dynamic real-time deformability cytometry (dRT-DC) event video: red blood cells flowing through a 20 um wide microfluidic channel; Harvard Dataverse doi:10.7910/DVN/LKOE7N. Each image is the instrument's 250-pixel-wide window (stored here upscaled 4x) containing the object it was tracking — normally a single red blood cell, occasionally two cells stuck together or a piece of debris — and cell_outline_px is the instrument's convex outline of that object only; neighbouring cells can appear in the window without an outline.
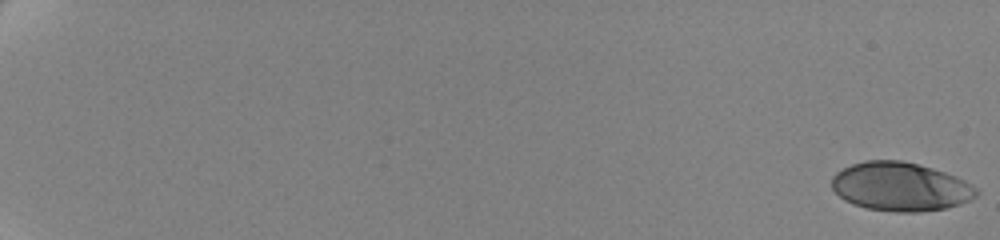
{"species": "human", "species_latin": "Homo sapiens", "temperature_condition": "cold", "stored_images_in_passage": 62, "camera_frame_rate_fps": 3000, "um_per_image_px": 0.085, "donor": {"sex": "female"}, "frame": {"image": 1, "passage_image": 1, "time_ms": 0.0, "image_size_px": [1000, 240], "cell_outline_px": [[980, 192], [976, 196], [960, 204], [944, 208], [920, 212], [896, 212], [868, 208], [852, 204], [844, 200], [832, 188], [832, 176], [836, 172], [852, 164], [864, 160], [904, 160], [932, 168], [956, 176], [972, 184]], "centroid_in_image_um": [76.53, 15.86], "position_along_channel_um": 8.5, "area_um2": 41.1}}
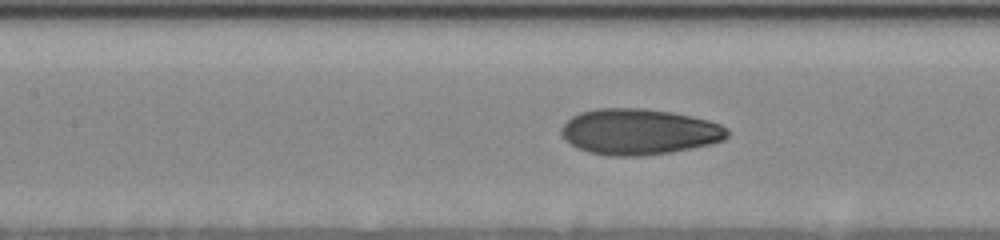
{"frame": {"image": 2, "passage_image": 33, "time_ms": 10.667, "image_size_px": [1000, 240], "cell_outline_px": [[728, 136], [724, 140], [712, 144], [672, 152], [640, 156], [608, 156], [588, 152], [564, 140], [560, 132], [560, 128], [572, 116], [580, 112], [596, 108], [644, 108], [672, 112], [708, 120], [720, 124], [728, 128]], "centroid_in_image_um": [54.32, 11.2], "position_along_channel_um": 153.1, "area_um2": 44.62}}
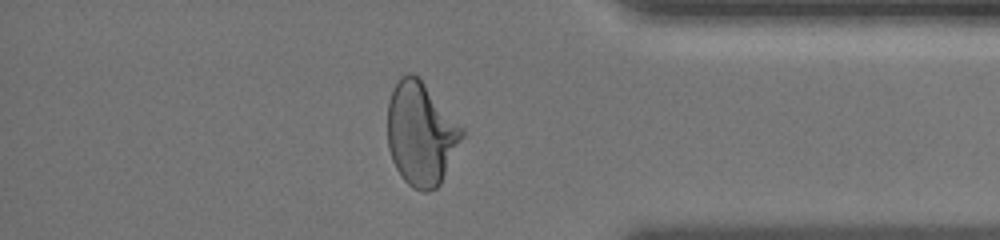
{"frame": {"image": 3, "passage_image": 55, "time_ms": 18.0, "image_size_px": [1000, 240], "cell_outline_px": [[464, 136], [440, 184], [436, 188], [428, 192], [420, 192], [412, 188], [400, 176], [392, 160], [388, 148], [388, 100], [400, 76], [408, 72], [412, 72], [424, 84], [464, 128]], "centroid_in_image_um": [35.77, 11.4], "position_along_channel_um": 399.4, "area_um2": 44.74}}